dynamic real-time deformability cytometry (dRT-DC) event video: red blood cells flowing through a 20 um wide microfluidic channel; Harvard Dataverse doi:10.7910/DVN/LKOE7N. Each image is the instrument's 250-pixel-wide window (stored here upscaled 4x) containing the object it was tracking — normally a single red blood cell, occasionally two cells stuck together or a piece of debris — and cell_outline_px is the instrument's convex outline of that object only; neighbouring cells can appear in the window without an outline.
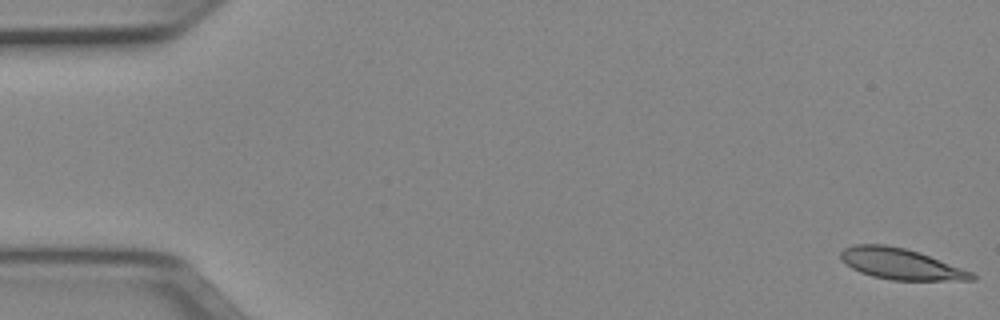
{"species": "Egyptian fruit bat (a non-hibernating species)", "species_latin": "Rousettus aegyptiacus", "temperature_condition": "cold", "stored_images_in_passage": 51, "camera_frame_rate_fps": 3000, "um_per_image_px": 0.085, "animal": {"sex": "female"}, "frame": {"image": 1, "passage_image": 1, "time_ms": 0.0, "image_size_px": [1000, 320], "cell_outline_px": [[976, 280], [892, 280], [872, 276], [860, 272], [852, 268], [840, 256], [840, 252], [844, 248], [856, 244], [884, 244], [904, 248], [920, 252], [972, 272], [976, 276]], "centroid_in_image_um": [76.58, 22.43], "position_along_channel_um": 8.4, "area_um2": 23.47}}
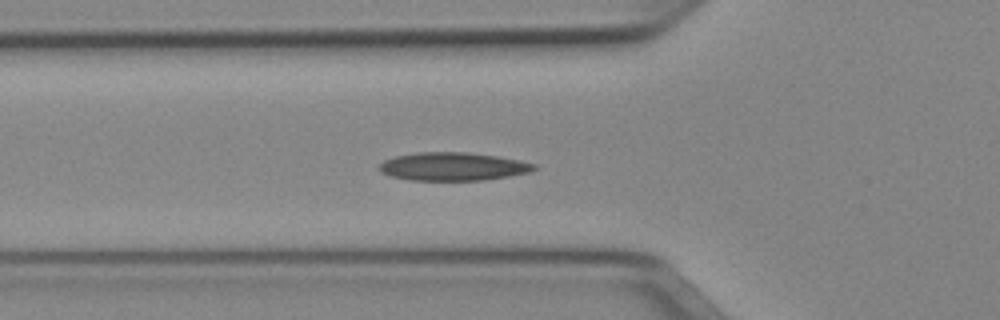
{"frame": {"image": 2, "passage_image": 18, "time_ms": 5.667, "image_size_px": [1000, 320], "cell_outline_px": [[536, 168], [532, 172], [484, 180], [408, 180], [392, 176], [380, 172], [376, 168], [384, 160], [396, 156], [416, 152], [464, 152], [496, 156], [520, 160], [536, 164]], "centroid_in_image_um": [38.48, 14.15], "position_along_channel_um": 87.3, "area_um2": 25.49}}
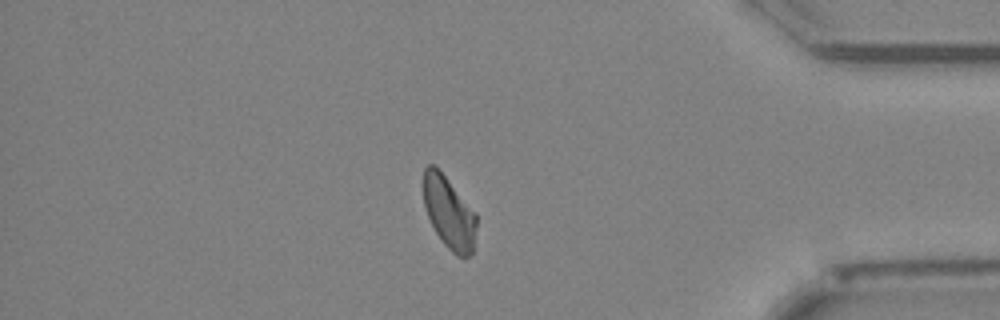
{"frame": {"image": 3, "passage_image": 44, "time_ms": 14.333, "image_size_px": [1000, 320], "cell_outline_px": [[476, 224], [472, 252], [468, 256], [456, 256], [444, 244], [436, 232], [428, 216], [424, 204], [424, 168], [428, 164], [432, 164], [444, 176], [476, 212]], "centroid_in_image_um": [38.17, 18.09], "position_along_channel_um": 397.0, "area_um2": 21.73}, "authors_computed_cell_mechanics": {"area_um2": 23.8136, "velocity_mm_per_s": 3.9296, "shape_relaxation_time_tau1_ms": 9.8664, "shape_relaxation_time_tau2_ms": 4.2893, "deformation_change_tau1": 0.2036, "deformation_change_tau2": 0.0902}}